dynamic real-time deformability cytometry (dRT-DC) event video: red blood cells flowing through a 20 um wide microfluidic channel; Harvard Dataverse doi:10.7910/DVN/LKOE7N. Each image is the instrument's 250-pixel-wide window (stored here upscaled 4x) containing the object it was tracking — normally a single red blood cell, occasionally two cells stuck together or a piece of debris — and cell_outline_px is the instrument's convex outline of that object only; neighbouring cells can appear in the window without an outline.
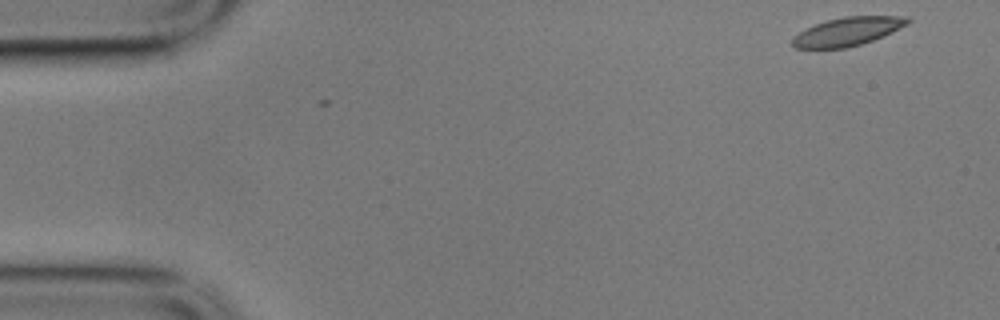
{"species": "common noctule bat (a hibernating species)", "species_latin": "Nyctalus noctula", "temperature_condition": "cold", "stored_images_in_passage": 6, "camera_frame_rate_fps": 3000, "um_per_image_px": 0.085, "animal": {"sex": "male", "body_mass_g": 17.9}, "frame": {"image": 1, "passage_image": 1, "time_ms": 0.0, "image_size_px": [1000, 320], "cell_outline_px": [[912, 20], [908, 24], [884, 36], [860, 44], [844, 48], [796, 48], [792, 44], [792, 36], [816, 24], [828, 20], [844, 16], [908, 16]], "centroid_in_image_um": [72.08, 2.67], "position_along_channel_um": 12.9, "area_um2": 18.96}}
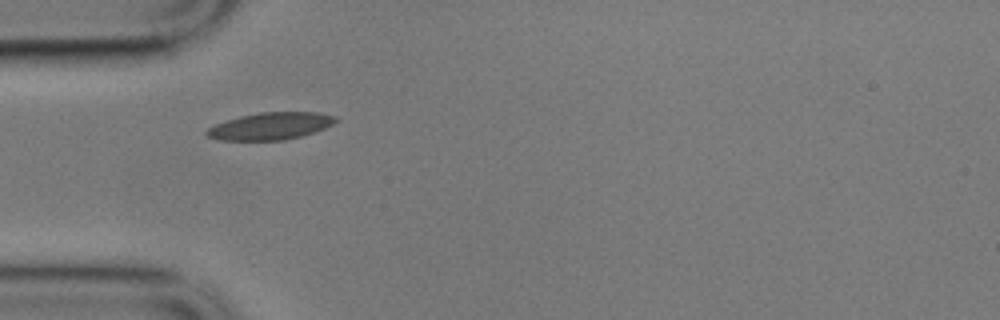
{"frame": {"image": 2, "passage_image": 5, "time_ms": 1.333, "image_size_px": [1000, 320], "cell_outline_px": [[336, 120], [332, 124], [324, 128], [300, 136], [284, 140], [216, 140], [208, 136], [204, 132], [208, 128], [216, 124], [240, 116], [260, 112], [320, 112], [336, 116]], "centroid_in_image_um": [22.97, 10.71], "position_along_channel_um": 62.0, "area_um2": 20.23}}